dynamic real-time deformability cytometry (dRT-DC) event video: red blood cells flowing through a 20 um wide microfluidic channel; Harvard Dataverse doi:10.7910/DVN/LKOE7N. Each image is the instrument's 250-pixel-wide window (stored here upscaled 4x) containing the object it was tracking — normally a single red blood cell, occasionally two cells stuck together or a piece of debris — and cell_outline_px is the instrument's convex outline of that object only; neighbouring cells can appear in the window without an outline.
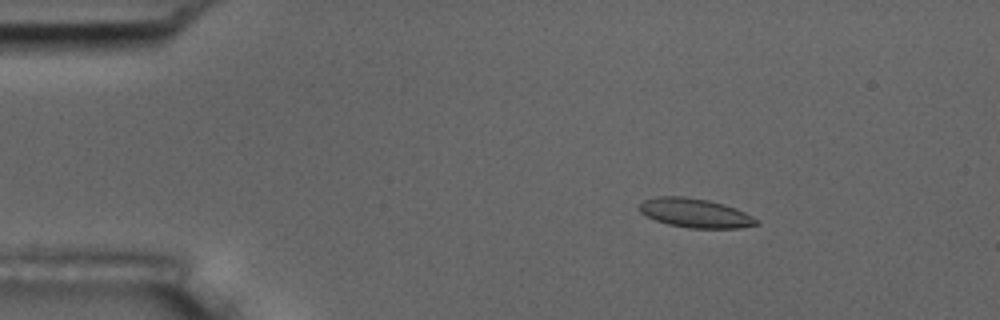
{"species": "common noctule bat (a hibernating species)", "species_latin": "Nyctalus noctula", "temperature_condition": "room temperature", "stored_images_in_passage": 5, "camera_frame_rate_fps": 3000, "um_per_image_px": 0.085, "animal": {"sex": "male", "body_mass_g": 17.5, "forearm_length_mm": 52.3}, "frame": {"image": 1, "passage_image": 2, "time_ms": 1.0, "image_size_px": [1000, 320], "cell_outline_px": [[760, 224], [740, 228], [688, 228], [668, 224], [656, 220], [640, 212], [640, 204], [644, 200], [656, 196], [684, 196], [708, 200], [724, 204], [736, 208], [752, 216]], "centroid_in_image_um": [59.1, 18.1], "position_along_channel_um": 25.9, "area_um2": 19.77}}
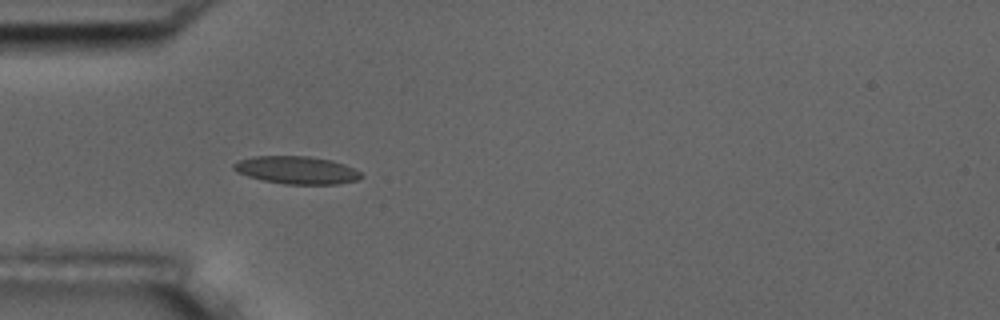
{"frame": {"image": 2, "passage_image": 4, "time_ms": 3.667, "image_size_px": [1000, 320], "cell_outline_px": [[364, 176], [356, 180], [340, 184], [284, 184], [264, 180], [248, 176], [236, 172], [232, 168], [232, 164], [240, 160], [252, 156], [308, 156], [332, 160], [344, 164], [360, 172]], "centroid_in_image_um": [25.21, 14.45], "position_along_channel_um": 59.8, "area_um2": 20.58}}